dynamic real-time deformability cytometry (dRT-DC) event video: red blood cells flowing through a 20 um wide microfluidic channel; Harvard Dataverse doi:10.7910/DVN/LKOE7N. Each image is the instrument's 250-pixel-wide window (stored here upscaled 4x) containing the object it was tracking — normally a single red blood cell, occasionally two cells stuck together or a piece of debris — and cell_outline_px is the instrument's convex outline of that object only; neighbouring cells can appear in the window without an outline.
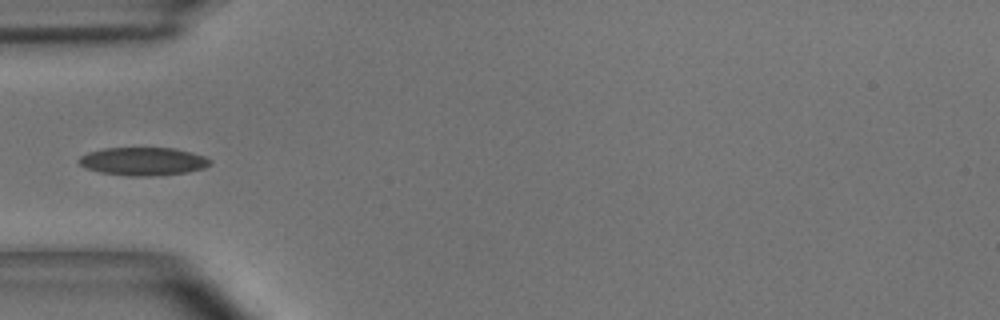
{"species": "common noctule bat (a hibernating species)", "species_latin": "Nyctalus noctula", "temperature_condition": "room temperature", "stored_images_in_passage": 38, "camera_frame_rate_fps": 3000, "um_per_image_px": 0.085, "animal": {"sex": "male", "body_mass_g": 15.6}, "frame": {"image": 1, "passage_image": 1, "time_ms": 0.0, "image_size_px": [1000, 320], "cell_outline_px": [[212, 164], [204, 168], [188, 172], [156, 176], [128, 176], [100, 172], [84, 168], [76, 160], [80, 156], [88, 152], [104, 148], [176, 148], [192, 152], [204, 156], [212, 160]], "centroid_in_image_um": [12.17, 13.72], "position_along_channel_um": 72.8, "area_um2": 21.79}}
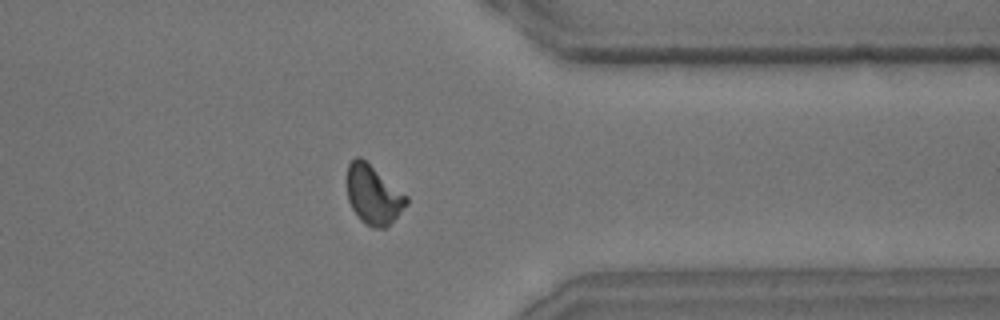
{"frame": {"image": 2, "passage_image": 27, "time_ms": 8.667, "image_size_px": [1000, 320], "cell_outline_px": [[408, 204], [384, 228], [372, 228], [364, 224], [360, 220], [352, 208], [348, 200], [348, 164], [356, 156], [360, 156], [408, 196]], "centroid_in_image_um": [31.73, 16.56], "position_along_channel_um": 379.7, "area_um2": 20.17}}
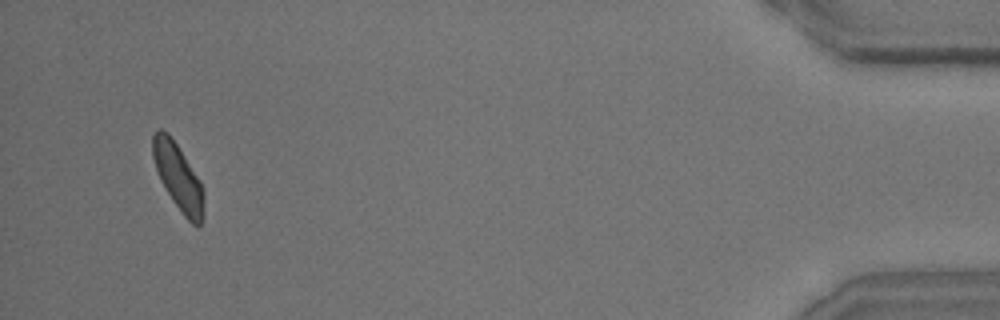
{"frame": {"image": 3, "passage_image": 36, "time_ms": 11.667, "image_size_px": [1000, 320], "cell_outline_px": [[204, 196], [200, 224], [192, 224], [184, 216], [172, 200], [160, 180], [152, 156], [152, 136], [160, 128], [168, 132], [200, 180], [204, 188]], "centroid_in_image_um": [15.12, 15.01], "position_along_channel_um": 420.1, "area_um2": 19.42}}